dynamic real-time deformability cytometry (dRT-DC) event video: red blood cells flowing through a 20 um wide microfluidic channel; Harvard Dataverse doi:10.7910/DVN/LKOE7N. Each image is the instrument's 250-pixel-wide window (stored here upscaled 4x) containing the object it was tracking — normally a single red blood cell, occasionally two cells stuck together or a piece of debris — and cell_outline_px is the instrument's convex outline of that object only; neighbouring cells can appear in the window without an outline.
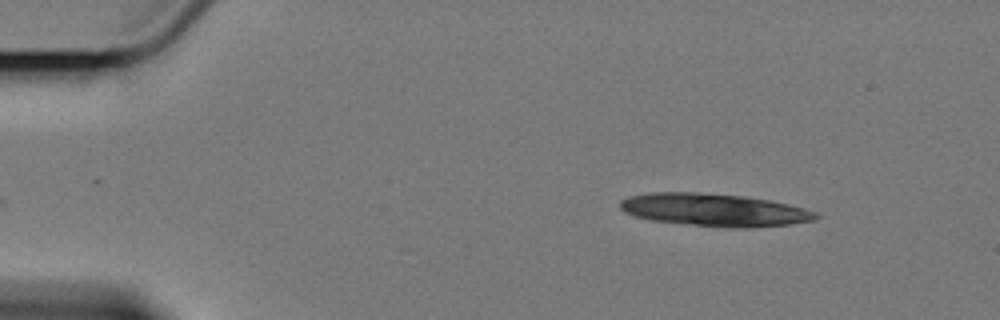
{"species": "Egyptian fruit bat (a non-hibernating species)", "species_latin": "Rousettus aegyptiacus", "temperature_condition": "cold", "stored_images_in_passage": 2, "camera_frame_rate_fps": 3000, "um_per_image_px": 0.085, "animal": {"sex": "female"}, "frame": {"image": 1, "passage_image": 2, "time_ms": 1.0, "image_size_px": [1000, 320], "cell_outline_px": [[820, 216], [816, 220], [788, 224], [752, 228], [728, 228], [652, 220], [636, 216], [624, 212], [620, 208], [620, 200], [628, 196], [648, 192], [696, 192], [744, 196], [768, 200], [788, 204], [804, 208], [816, 212]], "centroid_in_image_um": [60.71, 17.84], "position_along_channel_um": 24.3, "area_um2": 37.28}}